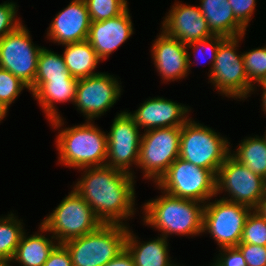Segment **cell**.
Masks as SVG:
<instances>
[{
    "label": "cell",
    "mask_w": 266,
    "mask_h": 266,
    "mask_svg": "<svg viewBox=\"0 0 266 266\" xmlns=\"http://www.w3.org/2000/svg\"><path fill=\"white\" fill-rule=\"evenodd\" d=\"M132 173L107 165L94 166L76 185L75 191L89 204L104 224H118L132 212Z\"/></svg>",
    "instance_id": "6da1fadb"
},
{
    "label": "cell",
    "mask_w": 266,
    "mask_h": 266,
    "mask_svg": "<svg viewBox=\"0 0 266 266\" xmlns=\"http://www.w3.org/2000/svg\"><path fill=\"white\" fill-rule=\"evenodd\" d=\"M127 227L102 224L95 231L63 243L73 266H104L125 249Z\"/></svg>",
    "instance_id": "7a4b0ae2"
},
{
    "label": "cell",
    "mask_w": 266,
    "mask_h": 266,
    "mask_svg": "<svg viewBox=\"0 0 266 266\" xmlns=\"http://www.w3.org/2000/svg\"><path fill=\"white\" fill-rule=\"evenodd\" d=\"M199 201L177 198L166 194L145 205L146 223L166 233L198 234L203 232L204 208Z\"/></svg>",
    "instance_id": "3957f363"
},
{
    "label": "cell",
    "mask_w": 266,
    "mask_h": 266,
    "mask_svg": "<svg viewBox=\"0 0 266 266\" xmlns=\"http://www.w3.org/2000/svg\"><path fill=\"white\" fill-rule=\"evenodd\" d=\"M57 143L60 160L65 165L77 168L105 165L101 163L107 158V136L93 125L83 124L62 130Z\"/></svg>",
    "instance_id": "277c9868"
},
{
    "label": "cell",
    "mask_w": 266,
    "mask_h": 266,
    "mask_svg": "<svg viewBox=\"0 0 266 266\" xmlns=\"http://www.w3.org/2000/svg\"><path fill=\"white\" fill-rule=\"evenodd\" d=\"M228 143L211 129L186 122L181 127L179 158L218 173L228 154Z\"/></svg>",
    "instance_id": "5b68a950"
},
{
    "label": "cell",
    "mask_w": 266,
    "mask_h": 266,
    "mask_svg": "<svg viewBox=\"0 0 266 266\" xmlns=\"http://www.w3.org/2000/svg\"><path fill=\"white\" fill-rule=\"evenodd\" d=\"M103 223L89 204L76 192L67 196L41 224V230L53 231L59 244L95 231Z\"/></svg>",
    "instance_id": "8992f818"
},
{
    "label": "cell",
    "mask_w": 266,
    "mask_h": 266,
    "mask_svg": "<svg viewBox=\"0 0 266 266\" xmlns=\"http://www.w3.org/2000/svg\"><path fill=\"white\" fill-rule=\"evenodd\" d=\"M158 185L171 196L199 202L217 193L216 175L179 157L158 180Z\"/></svg>",
    "instance_id": "52a82bcc"
},
{
    "label": "cell",
    "mask_w": 266,
    "mask_h": 266,
    "mask_svg": "<svg viewBox=\"0 0 266 266\" xmlns=\"http://www.w3.org/2000/svg\"><path fill=\"white\" fill-rule=\"evenodd\" d=\"M181 127L149 129L142 136L138 164L145 170V177L157 181L179 157ZM156 176V177H155Z\"/></svg>",
    "instance_id": "ba28073f"
},
{
    "label": "cell",
    "mask_w": 266,
    "mask_h": 266,
    "mask_svg": "<svg viewBox=\"0 0 266 266\" xmlns=\"http://www.w3.org/2000/svg\"><path fill=\"white\" fill-rule=\"evenodd\" d=\"M28 31L20 25L0 39V68L10 71L28 89L34 84L42 48L31 44Z\"/></svg>",
    "instance_id": "9c48e42d"
},
{
    "label": "cell",
    "mask_w": 266,
    "mask_h": 266,
    "mask_svg": "<svg viewBox=\"0 0 266 266\" xmlns=\"http://www.w3.org/2000/svg\"><path fill=\"white\" fill-rule=\"evenodd\" d=\"M210 204L204 207L202 230H209L222 248L236 247L251 208L225 199Z\"/></svg>",
    "instance_id": "30bf717a"
},
{
    "label": "cell",
    "mask_w": 266,
    "mask_h": 266,
    "mask_svg": "<svg viewBox=\"0 0 266 266\" xmlns=\"http://www.w3.org/2000/svg\"><path fill=\"white\" fill-rule=\"evenodd\" d=\"M216 176V192L225 187L234 197L230 202L255 208L264 196V178L254 174L245 165L233 158H226Z\"/></svg>",
    "instance_id": "8fae6325"
},
{
    "label": "cell",
    "mask_w": 266,
    "mask_h": 266,
    "mask_svg": "<svg viewBox=\"0 0 266 266\" xmlns=\"http://www.w3.org/2000/svg\"><path fill=\"white\" fill-rule=\"evenodd\" d=\"M237 38H226L220 45L213 62L211 80L216 83L226 95L245 97L251 90L252 84L244 68L243 55H236Z\"/></svg>",
    "instance_id": "7c38bea8"
},
{
    "label": "cell",
    "mask_w": 266,
    "mask_h": 266,
    "mask_svg": "<svg viewBox=\"0 0 266 266\" xmlns=\"http://www.w3.org/2000/svg\"><path fill=\"white\" fill-rule=\"evenodd\" d=\"M138 129L130 113L123 112L114 119L110 134L107 135V157H111L112 162L105 165L128 172L126 170L130 162L138 164L142 138Z\"/></svg>",
    "instance_id": "4fadbf2b"
},
{
    "label": "cell",
    "mask_w": 266,
    "mask_h": 266,
    "mask_svg": "<svg viewBox=\"0 0 266 266\" xmlns=\"http://www.w3.org/2000/svg\"><path fill=\"white\" fill-rule=\"evenodd\" d=\"M120 95L116 80L106 74L98 73L79 79L74 102L83 113L92 119L106 112Z\"/></svg>",
    "instance_id": "5bb4252c"
},
{
    "label": "cell",
    "mask_w": 266,
    "mask_h": 266,
    "mask_svg": "<svg viewBox=\"0 0 266 266\" xmlns=\"http://www.w3.org/2000/svg\"><path fill=\"white\" fill-rule=\"evenodd\" d=\"M163 26L166 35L184 44L214 36L199 7L178 4L173 6Z\"/></svg>",
    "instance_id": "9a60e30c"
},
{
    "label": "cell",
    "mask_w": 266,
    "mask_h": 266,
    "mask_svg": "<svg viewBox=\"0 0 266 266\" xmlns=\"http://www.w3.org/2000/svg\"><path fill=\"white\" fill-rule=\"evenodd\" d=\"M91 24L90 15L84 0H74L60 12L50 25L49 36L54 41L70 44L85 41Z\"/></svg>",
    "instance_id": "2e32d148"
},
{
    "label": "cell",
    "mask_w": 266,
    "mask_h": 266,
    "mask_svg": "<svg viewBox=\"0 0 266 266\" xmlns=\"http://www.w3.org/2000/svg\"><path fill=\"white\" fill-rule=\"evenodd\" d=\"M132 32V22L126 9L114 18L91 22L87 41L100 59H106L114 49L129 38Z\"/></svg>",
    "instance_id": "e0dca14e"
},
{
    "label": "cell",
    "mask_w": 266,
    "mask_h": 266,
    "mask_svg": "<svg viewBox=\"0 0 266 266\" xmlns=\"http://www.w3.org/2000/svg\"><path fill=\"white\" fill-rule=\"evenodd\" d=\"M186 44L178 39L162 34L153 45L156 67L165 79L183 77L189 68L190 57Z\"/></svg>",
    "instance_id": "ac0fdd59"
},
{
    "label": "cell",
    "mask_w": 266,
    "mask_h": 266,
    "mask_svg": "<svg viewBox=\"0 0 266 266\" xmlns=\"http://www.w3.org/2000/svg\"><path fill=\"white\" fill-rule=\"evenodd\" d=\"M187 111V108L175 102L163 98H155L142 104L135 114H130V116L138 127L141 125L149 129L182 127L187 122V118L180 120V117Z\"/></svg>",
    "instance_id": "d6986e66"
},
{
    "label": "cell",
    "mask_w": 266,
    "mask_h": 266,
    "mask_svg": "<svg viewBox=\"0 0 266 266\" xmlns=\"http://www.w3.org/2000/svg\"><path fill=\"white\" fill-rule=\"evenodd\" d=\"M77 85L78 79L76 78H57L51 81H34L29 90L42 104L53 125L57 126L61 125V119L55 112L52 101L75 100Z\"/></svg>",
    "instance_id": "ffe728a7"
},
{
    "label": "cell",
    "mask_w": 266,
    "mask_h": 266,
    "mask_svg": "<svg viewBox=\"0 0 266 266\" xmlns=\"http://www.w3.org/2000/svg\"><path fill=\"white\" fill-rule=\"evenodd\" d=\"M199 7L214 35L225 38L243 36L246 28L236 19L229 0H201Z\"/></svg>",
    "instance_id": "44dd1931"
},
{
    "label": "cell",
    "mask_w": 266,
    "mask_h": 266,
    "mask_svg": "<svg viewBox=\"0 0 266 266\" xmlns=\"http://www.w3.org/2000/svg\"><path fill=\"white\" fill-rule=\"evenodd\" d=\"M66 47L63 58L71 76L79 80L97 74L92 70L100 58L87 40L66 44Z\"/></svg>",
    "instance_id": "7402d4cb"
},
{
    "label": "cell",
    "mask_w": 266,
    "mask_h": 266,
    "mask_svg": "<svg viewBox=\"0 0 266 266\" xmlns=\"http://www.w3.org/2000/svg\"><path fill=\"white\" fill-rule=\"evenodd\" d=\"M136 241L127 231L125 249L133 258L135 266H173L168 262L167 242L164 238L136 246Z\"/></svg>",
    "instance_id": "603a6c76"
},
{
    "label": "cell",
    "mask_w": 266,
    "mask_h": 266,
    "mask_svg": "<svg viewBox=\"0 0 266 266\" xmlns=\"http://www.w3.org/2000/svg\"><path fill=\"white\" fill-rule=\"evenodd\" d=\"M56 246L42 235L22 236L12 258L23 266H43Z\"/></svg>",
    "instance_id": "cb8c5ba5"
},
{
    "label": "cell",
    "mask_w": 266,
    "mask_h": 266,
    "mask_svg": "<svg viewBox=\"0 0 266 266\" xmlns=\"http://www.w3.org/2000/svg\"><path fill=\"white\" fill-rule=\"evenodd\" d=\"M238 153L233 157L245 165L254 174L266 177V140L259 138L246 139L238 148Z\"/></svg>",
    "instance_id": "d4e9b609"
},
{
    "label": "cell",
    "mask_w": 266,
    "mask_h": 266,
    "mask_svg": "<svg viewBox=\"0 0 266 266\" xmlns=\"http://www.w3.org/2000/svg\"><path fill=\"white\" fill-rule=\"evenodd\" d=\"M57 78L74 77L70 75L62 56L42 48L38 57L35 81H51Z\"/></svg>",
    "instance_id": "484cf974"
},
{
    "label": "cell",
    "mask_w": 266,
    "mask_h": 266,
    "mask_svg": "<svg viewBox=\"0 0 266 266\" xmlns=\"http://www.w3.org/2000/svg\"><path fill=\"white\" fill-rule=\"evenodd\" d=\"M9 216L0 221V258L11 261L24 233L20 222Z\"/></svg>",
    "instance_id": "4316f807"
},
{
    "label": "cell",
    "mask_w": 266,
    "mask_h": 266,
    "mask_svg": "<svg viewBox=\"0 0 266 266\" xmlns=\"http://www.w3.org/2000/svg\"><path fill=\"white\" fill-rule=\"evenodd\" d=\"M91 22L114 18L127 9L125 0H84Z\"/></svg>",
    "instance_id": "83f0119b"
},
{
    "label": "cell",
    "mask_w": 266,
    "mask_h": 266,
    "mask_svg": "<svg viewBox=\"0 0 266 266\" xmlns=\"http://www.w3.org/2000/svg\"><path fill=\"white\" fill-rule=\"evenodd\" d=\"M240 243L266 246V219L257 212L249 213Z\"/></svg>",
    "instance_id": "f1b7e54d"
},
{
    "label": "cell",
    "mask_w": 266,
    "mask_h": 266,
    "mask_svg": "<svg viewBox=\"0 0 266 266\" xmlns=\"http://www.w3.org/2000/svg\"><path fill=\"white\" fill-rule=\"evenodd\" d=\"M243 61L250 84L252 79L259 83L266 81V47L243 54Z\"/></svg>",
    "instance_id": "f546056e"
},
{
    "label": "cell",
    "mask_w": 266,
    "mask_h": 266,
    "mask_svg": "<svg viewBox=\"0 0 266 266\" xmlns=\"http://www.w3.org/2000/svg\"><path fill=\"white\" fill-rule=\"evenodd\" d=\"M24 84L10 71L0 68V105L7 111L9 104L18 96Z\"/></svg>",
    "instance_id": "4dcf8cb0"
},
{
    "label": "cell",
    "mask_w": 266,
    "mask_h": 266,
    "mask_svg": "<svg viewBox=\"0 0 266 266\" xmlns=\"http://www.w3.org/2000/svg\"><path fill=\"white\" fill-rule=\"evenodd\" d=\"M236 247L241 251L247 266H266V246L239 243Z\"/></svg>",
    "instance_id": "1f68e13d"
},
{
    "label": "cell",
    "mask_w": 266,
    "mask_h": 266,
    "mask_svg": "<svg viewBox=\"0 0 266 266\" xmlns=\"http://www.w3.org/2000/svg\"><path fill=\"white\" fill-rule=\"evenodd\" d=\"M15 5L13 3H4L0 5V39L5 35L15 31L20 23L15 21Z\"/></svg>",
    "instance_id": "d6a6232c"
},
{
    "label": "cell",
    "mask_w": 266,
    "mask_h": 266,
    "mask_svg": "<svg viewBox=\"0 0 266 266\" xmlns=\"http://www.w3.org/2000/svg\"><path fill=\"white\" fill-rule=\"evenodd\" d=\"M236 19L246 28L255 6V0H229Z\"/></svg>",
    "instance_id": "836d02e7"
},
{
    "label": "cell",
    "mask_w": 266,
    "mask_h": 266,
    "mask_svg": "<svg viewBox=\"0 0 266 266\" xmlns=\"http://www.w3.org/2000/svg\"><path fill=\"white\" fill-rule=\"evenodd\" d=\"M43 266H73L71 256L63 244H58Z\"/></svg>",
    "instance_id": "e575fe53"
},
{
    "label": "cell",
    "mask_w": 266,
    "mask_h": 266,
    "mask_svg": "<svg viewBox=\"0 0 266 266\" xmlns=\"http://www.w3.org/2000/svg\"><path fill=\"white\" fill-rule=\"evenodd\" d=\"M226 251L227 257L217 260L218 266H247L246 261L237 247L223 248Z\"/></svg>",
    "instance_id": "d590c367"
},
{
    "label": "cell",
    "mask_w": 266,
    "mask_h": 266,
    "mask_svg": "<svg viewBox=\"0 0 266 266\" xmlns=\"http://www.w3.org/2000/svg\"><path fill=\"white\" fill-rule=\"evenodd\" d=\"M214 38L215 39V45L212 43H210V41H212ZM226 38L221 36V35H214L213 36H210L208 38H205V39H201V40H197V41H193V42H190L186 45H188L189 47H191V45L193 46H196L197 45V48H200V46H207V48H209V50L211 49V52H212V57H213V61L215 62V57H216V54H217V51H218V48H219V45L225 40ZM214 45V46H213ZM198 51V49H197ZM202 51V50H201Z\"/></svg>",
    "instance_id": "8d00e7d4"
},
{
    "label": "cell",
    "mask_w": 266,
    "mask_h": 266,
    "mask_svg": "<svg viewBox=\"0 0 266 266\" xmlns=\"http://www.w3.org/2000/svg\"><path fill=\"white\" fill-rule=\"evenodd\" d=\"M104 266H135L134 261L130 253L124 249L117 257L110 260Z\"/></svg>",
    "instance_id": "74e56055"
},
{
    "label": "cell",
    "mask_w": 266,
    "mask_h": 266,
    "mask_svg": "<svg viewBox=\"0 0 266 266\" xmlns=\"http://www.w3.org/2000/svg\"><path fill=\"white\" fill-rule=\"evenodd\" d=\"M256 212L266 219V196H263L258 202L257 206L254 208Z\"/></svg>",
    "instance_id": "f35d334b"
},
{
    "label": "cell",
    "mask_w": 266,
    "mask_h": 266,
    "mask_svg": "<svg viewBox=\"0 0 266 266\" xmlns=\"http://www.w3.org/2000/svg\"><path fill=\"white\" fill-rule=\"evenodd\" d=\"M260 85H262L264 87V95H263V106H264V109L266 111V81L264 82H261Z\"/></svg>",
    "instance_id": "ab89813d"
},
{
    "label": "cell",
    "mask_w": 266,
    "mask_h": 266,
    "mask_svg": "<svg viewBox=\"0 0 266 266\" xmlns=\"http://www.w3.org/2000/svg\"><path fill=\"white\" fill-rule=\"evenodd\" d=\"M6 110L0 105V121L6 115Z\"/></svg>",
    "instance_id": "60d3db41"
},
{
    "label": "cell",
    "mask_w": 266,
    "mask_h": 266,
    "mask_svg": "<svg viewBox=\"0 0 266 266\" xmlns=\"http://www.w3.org/2000/svg\"><path fill=\"white\" fill-rule=\"evenodd\" d=\"M8 261H9V260H7V259L0 258V266H9V265L7 264Z\"/></svg>",
    "instance_id": "b9f144b4"
},
{
    "label": "cell",
    "mask_w": 266,
    "mask_h": 266,
    "mask_svg": "<svg viewBox=\"0 0 266 266\" xmlns=\"http://www.w3.org/2000/svg\"><path fill=\"white\" fill-rule=\"evenodd\" d=\"M264 196H266V177L264 178Z\"/></svg>",
    "instance_id": "7bdbcfd3"
}]
</instances>
